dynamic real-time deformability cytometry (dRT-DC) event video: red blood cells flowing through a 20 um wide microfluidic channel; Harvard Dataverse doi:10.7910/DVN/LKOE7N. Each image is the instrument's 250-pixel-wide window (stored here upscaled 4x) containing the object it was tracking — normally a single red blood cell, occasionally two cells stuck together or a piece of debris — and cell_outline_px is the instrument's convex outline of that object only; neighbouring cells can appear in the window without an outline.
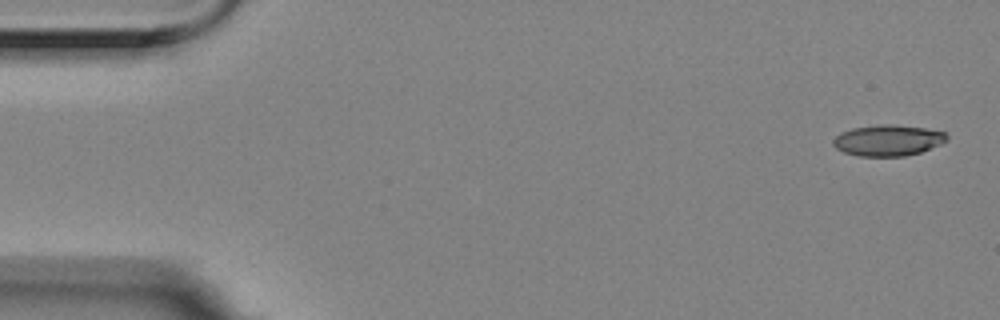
{"species": "Egyptian fruit bat (a non-hibernating species)", "species_latin": "Rousettus aegyptiacus", "temperature_condition": "room temperature", "stored_images_in_passage": 6, "segment_of_instrument_passage": [1, 2], "camera_frame_rate_fps": 3000, "um_per_image_px": 0.085, "animal": {"sex": "female"}, "frame": {"image": 1, "passage_image": 1, "time_ms": 0.0, "image_size_px": [1000, 320], "cell_outline_px": [[948, 140], [940, 144], [920, 152], [904, 156], [860, 156], [844, 152], [836, 148], [832, 144], [832, 140], [840, 132], [852, 128], [880, 124], [892, 124], [924, 128], [944, 132], [948, 136]], "centroid_in_image_um": [75.45, 11.92], "position_along_channel_um": 9.5, "area_um2": 20.52}}
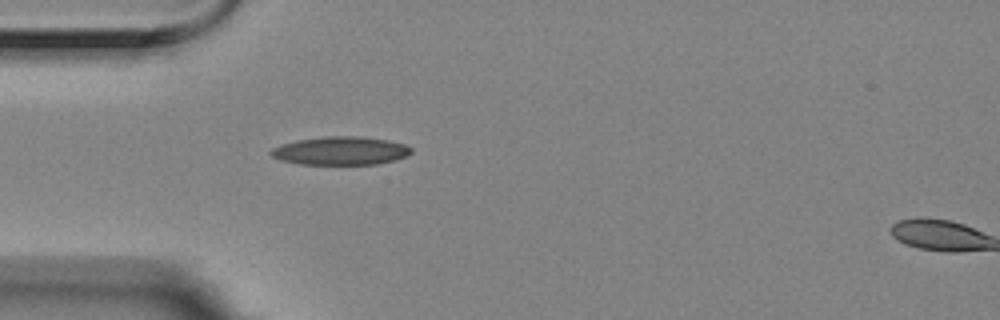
{"frame": {"image": 2, "passage_image": 5, "time_ms": 1.333, "image_size_px": [1000, 320], "cell_outline_px": [[412, 152], [404, 156], [392, 160], [376, 164], [300, 164], [280, 160], [272, 156], [268, 152], [272, 148], [280, 144], [296, 140], [324, 136], [364, 136], [388, 140], [404, 144], [412, 148]], "centroid_in_image_um": [28.9, 12.8], "position_along_channel_um": 56.1, "area_um2": 23.18}}